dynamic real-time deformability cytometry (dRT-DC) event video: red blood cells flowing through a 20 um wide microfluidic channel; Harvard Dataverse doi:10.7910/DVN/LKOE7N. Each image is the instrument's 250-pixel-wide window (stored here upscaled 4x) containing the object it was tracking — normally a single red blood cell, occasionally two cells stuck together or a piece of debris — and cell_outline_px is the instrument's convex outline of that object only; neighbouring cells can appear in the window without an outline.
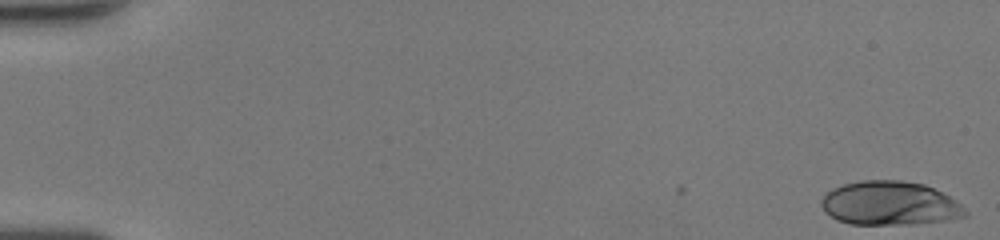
{"species": "human", "species_latin": "Homo sapiens", "temperature_condition": "room temperature", "stored_images_in_passage": 52, "segment_of_instrument_passage": [1, 2], "camera_frame_rate_fps": 3000, "um_per_image_px": 0.085, "donor": {"sex": "female"}, "frame": {"image": 1, "passage_image": 1, "time_ms": 0.0, "image_size_px": [1000, 240], "cell_outline_px": [[968, 216], [944, 220], [912, 224], [848, 224], [836, 220], [824, 212], [820, 204], [820, 200], [824, 192], [832, 188], [844, 184], [860, 180], [900, 180], [924, 184], [956, 200], [968, 212]], "centroid_in_image_um": [75.57, 17.28], "position_along_channel_um": 9.4, "area_um2": 37.05}}
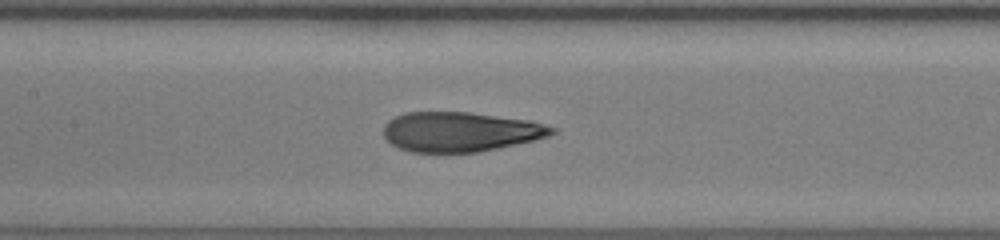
{"frame": {"image": 2, "passage_image": 26, "time_ms": 8.333, "image_size_px": [1000, 240], "cell_outline_px": [[556, 132], [548, 136], [536, 140], [476, 152], [408, 152], [392, 144], [384, 136], [384, 124], [388, 120], [404, 112], [468, 112], [528, 120], [544, 124], [556, 128]], "centroid_in_image_um": [39.11, 11.2], "position_along_channel_um": 168.3, "area_um2": 38.84}}
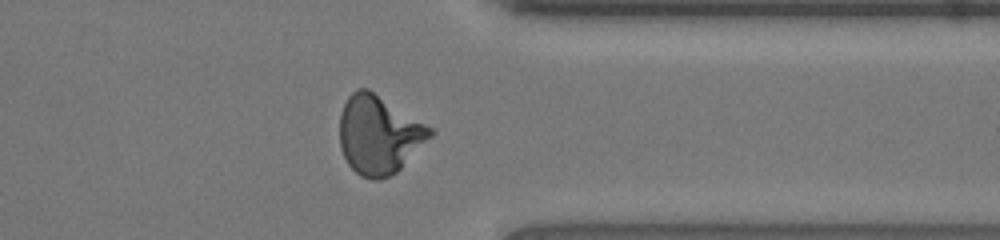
{"frame": {"image": 3, "passage_image": 41, "time_ms": 13.333, "image_size_px": [1000, 240], "cell_outline_px": [[436, 132], [396, 172], [380, 180], [372, 180], [360, 176], [348, 164], [340, 148], [340, 112], [348, 96], [356, 88], [368, 88], [436, 128]], "centroid_in_image_um": [32.23, 11.42], "position_along_channel_um": 379.2, "area_um2": 41.85}}